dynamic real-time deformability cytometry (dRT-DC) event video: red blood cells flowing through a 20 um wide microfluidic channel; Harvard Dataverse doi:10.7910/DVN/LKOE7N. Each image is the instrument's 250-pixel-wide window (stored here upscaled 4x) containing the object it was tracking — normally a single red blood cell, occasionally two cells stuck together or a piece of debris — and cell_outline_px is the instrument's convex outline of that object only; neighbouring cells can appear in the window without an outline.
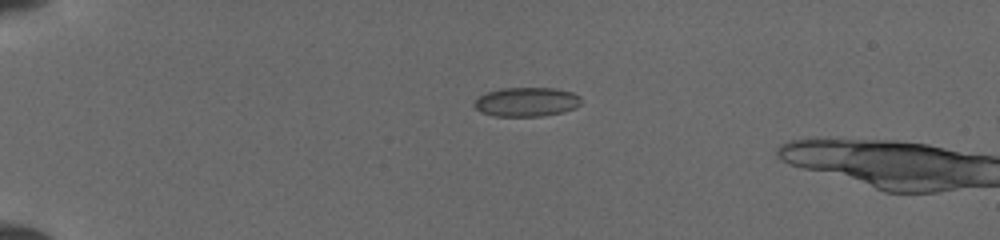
{"species": "common noctule bat (a hibernating species)", "species_latin": "Nyctalus noctula", "temperature_condition": "cold", "stored_images_in_passage": 4, "camera_frame_rate_fps": 3000, "um_per_image_px": 0.085, "animal": {"sex": "female", "body_mass_g": 19.5, "forearm_length_mm": 54.1}, "frame": {"image": 1, "passage_image": 1, "time_ms": 0.0, "image_size_px": [1000, 240], "cell_outline_px": [[580, 104], [576, 108], [564, 112], [540, 116], [496, 116], [480, 112], [472, 104], [480, 96], [488, 92], [504, 88], [556, 88], [572, 92], [580, 96]], "centroid_in_image_um": [44.78, 8.66], "position_along_channel_um": 40.2, "area_um2": 18.15}}